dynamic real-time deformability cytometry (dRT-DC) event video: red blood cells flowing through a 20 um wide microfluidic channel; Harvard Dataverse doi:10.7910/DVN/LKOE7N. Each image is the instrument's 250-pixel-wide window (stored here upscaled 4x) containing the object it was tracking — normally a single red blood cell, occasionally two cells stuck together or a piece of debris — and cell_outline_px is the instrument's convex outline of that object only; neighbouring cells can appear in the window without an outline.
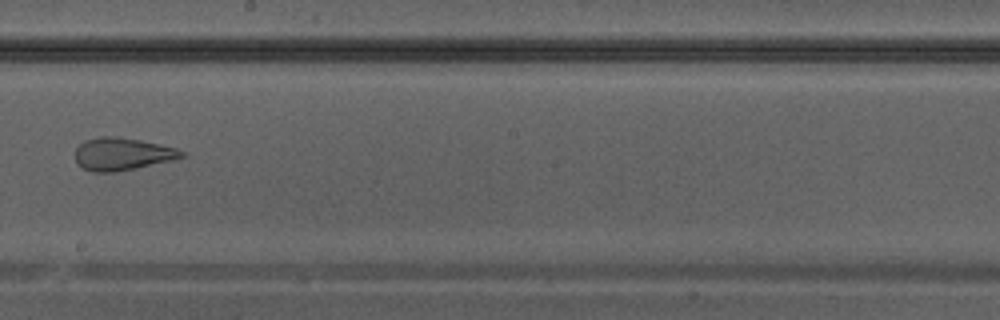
{"species": "Egyptian fruit bat (a non-hibernating species)", "species_latin": "Rousettus aegyptiacus", "temperature_condition": "warm", "stored_images_in_passage": 28, "camera_frame_rate_fps": 3000, "um_per_image_px": 0.085, "animal": {"sex": "male"}, "frame": {"image": 1, "passage_image": 13, "time_ms": 4.0, "image_size_px": [1000, 320], "cell_outline_px": [[184, 156], [172, 160], [112, 172], [92, 172], [76, 164], [76, 148], [84, 140], [100, 136], [116, 136], [140, 140], [160, 144], [176, 148], [184, 152]], "centroid_in_image_um": [10.35, 13.07], "position_along_channel_um": 237.9, "area_um2": 19.94}}